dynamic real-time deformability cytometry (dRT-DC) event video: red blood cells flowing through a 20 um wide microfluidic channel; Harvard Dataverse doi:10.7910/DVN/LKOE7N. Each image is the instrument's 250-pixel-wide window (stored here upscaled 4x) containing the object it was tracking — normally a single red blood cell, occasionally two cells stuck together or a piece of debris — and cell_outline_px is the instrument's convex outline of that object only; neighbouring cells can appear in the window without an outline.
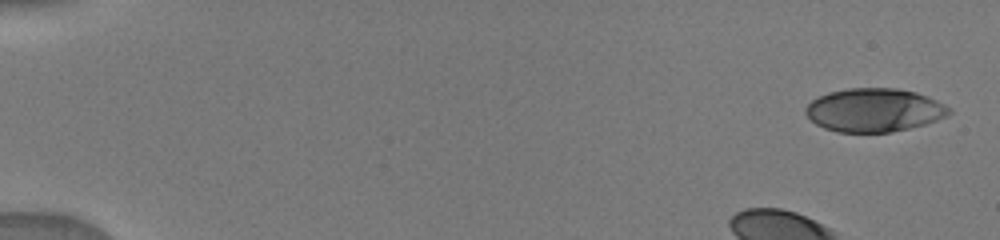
{"species": "human", "species_latin": "Homo sapiens", "temperature_condition": "warm", "stored_images_in_passage": 11, "camera_frame_rate_fps": 3000, "um_per_image_px": 0.085, "donor": {"sex": "male"}, "frame": {"image": 1, "passage_image": 1, "time_ms": 0.0, "image_size_px": [1000, 240], "cell_outline_px": [[952, 112], [948, 116], [924, 124], [892, 132], [836, 132], [824, 128], [816, 124], [804, 112], [804, 108], [812, 100], [828, 92], [848, 88], [896, 88], [916, 92], [928, 96], [944, 104]], "centroid_in_image_um": [74.29, 9.35], "position_along_channel_um": 10.7, "area_um2": 36.3}}